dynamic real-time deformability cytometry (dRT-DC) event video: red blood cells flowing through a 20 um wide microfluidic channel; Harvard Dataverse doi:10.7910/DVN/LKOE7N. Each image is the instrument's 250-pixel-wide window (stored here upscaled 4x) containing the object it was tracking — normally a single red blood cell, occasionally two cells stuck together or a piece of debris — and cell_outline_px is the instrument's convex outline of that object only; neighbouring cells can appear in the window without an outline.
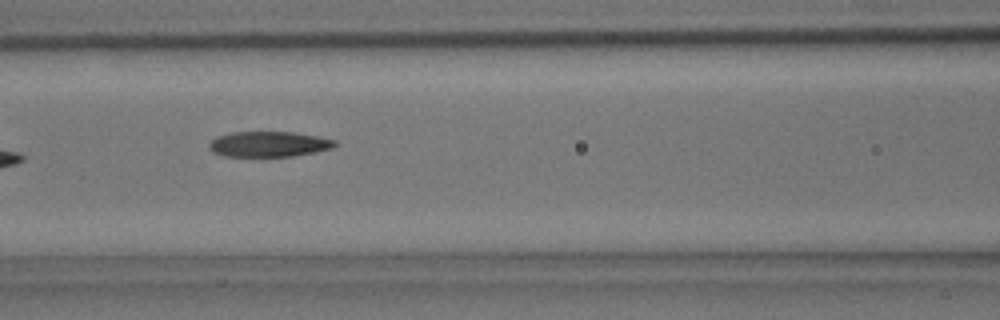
{"species": "common noctule bat (a hibernating species)", "species_latin": "Nyctalus noctula", "temperature_condition": "room temperature", "stored_images_in_passage": 7, "camera_frame_rate_fps": 3000, "um_per_image_px": 0.085, "animal": {"sex": "male", "body_mass_g": 15.6}, "frame": {"image": 1, "passage_image": 4, "time_ms": 3.667, "image_size_px": [1000, 320], "cell_outline_px": [[340, 144], [332, 148], [316, 152], [292, 156], [224, 156], [212, 152], [208, 148], [208, 144], [216, 136], [232, 132], [292, 132], [320, 136], [336, 140]], "centroid_in_image_um": [22.87, 12.25], "position_along_channel_um": 143.7, "area_um2": 18.84}}
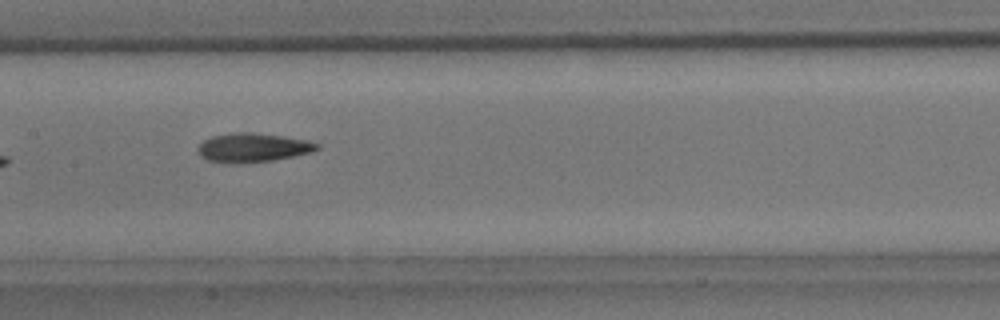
{"frame": {"image": 2, "passage_image": 5, "time_ms": 4.667, "image_size_px": [1000, 320], "cell_outline_px": [[320, 148], [312, 152], [272, 160], [208, 160], [196, 148], [204, 140], [212, 136], [232, 132], [252, 132], [308, 140], [320, 144]], "centroid_in_image_um": [21.57, 12.48], "position_along_channel_um": 185.8, "area_um2": 19.02}}